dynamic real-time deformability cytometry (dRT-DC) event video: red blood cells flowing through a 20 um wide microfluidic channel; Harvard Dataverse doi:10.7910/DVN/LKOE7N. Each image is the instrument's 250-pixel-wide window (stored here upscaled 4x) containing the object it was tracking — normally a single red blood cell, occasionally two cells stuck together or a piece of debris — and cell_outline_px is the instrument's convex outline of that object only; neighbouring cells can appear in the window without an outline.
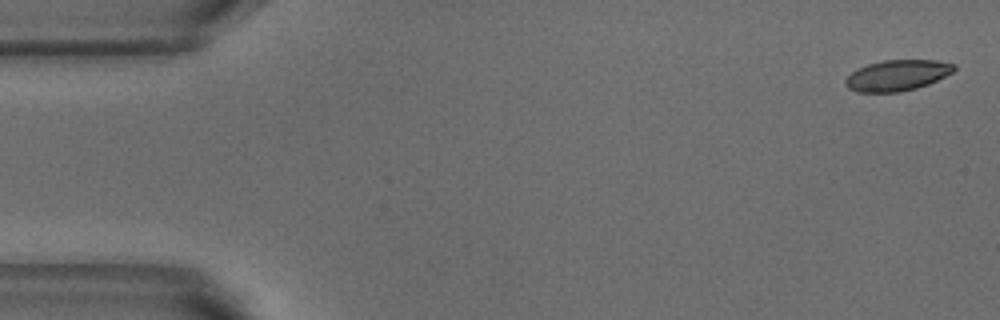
{"species": "common noctule bat (a hibernating species)", "species_latin": "Nyctalus noctula", "temperature_condition": "warm", "stored_images_in_passage": 6, "camera_frame_rate_fps": 3000, "um_per_image_px": 0.085, "animal": {"sex": "male", "body_mass_g": 18.8}, "frame": {"image": 1, "passage_image": 1, "time_ms": 0.0, "image_size_px": [1000, 320], "cell_outline_px": [[956, 68], [952, 72], [928, 84], [916, 88], [900, 92], [856, 92], [848, 88], [844, 84], [844, 80], [852, 72], [868, 64], [884, 60], [936, 60], [956, 64]], "centroid_in_image_um": [76.25, 6.41], "position_along_channel_um": 8.7, "area_um2": 19.42}}
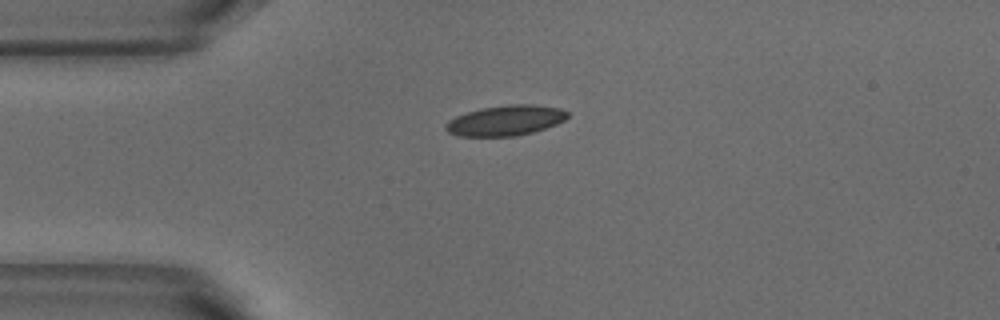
{"frame": {"image": 2, "passage_image": 4, "time_ms": 1.0, "image_size_px": [1000, 320], "cell_outline_px": [[568, 116], [564, 120], [556, 124], [532, 132], [516, 136], [460, 136], [448, 132], [444, 128], [444, 124], [448, 120], [456, 116], [480, 108], [508, 104], [532, 104], [560, 108], [568, 112]], "centroid_in_image_um": [42.94, 10.23], "position_along_channel_um": 42.1, "area_um2": 21.5}}
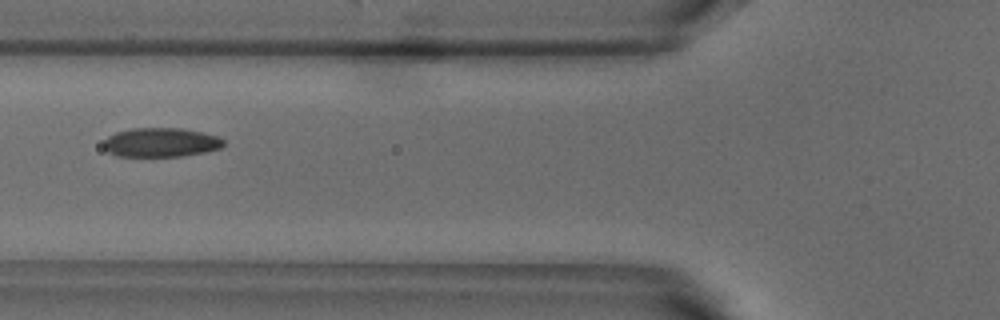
{"frame": {"image": 3, "passage_image": 6, "time_ms": 1.667, "image_size_px": [1000, 320], "cell_outline_px": [[224, 144], [220, 148], [204, 152], [180, 156], [116, 156], [108, 152], [104, 148], [104, 140], [108, 136], [116, 132], [132, 128], [180, 128], [200, 132], [216, 136], [224, 140]], "centroid_in_image_um": [13.63, 12.1], "position_along_channel_um": 112.2, "area_um2": 20.23}}